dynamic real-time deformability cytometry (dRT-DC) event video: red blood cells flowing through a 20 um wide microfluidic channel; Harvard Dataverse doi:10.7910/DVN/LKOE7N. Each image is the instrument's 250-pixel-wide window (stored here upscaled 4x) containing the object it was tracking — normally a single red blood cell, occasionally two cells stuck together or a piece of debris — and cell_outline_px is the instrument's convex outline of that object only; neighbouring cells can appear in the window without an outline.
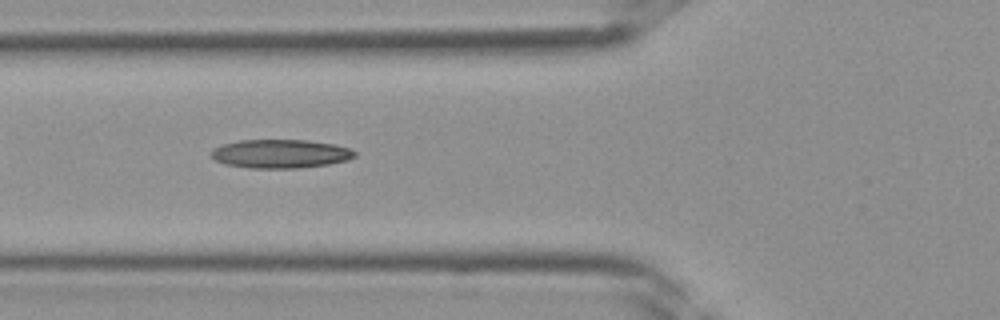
{"species": "Egyptian fruit bat (a non-hibernating species)", "species_latin": "Rousettus aegyptiacus", "temperature_condition": "room temperature", "stored_images_in_passage": 39, "camera_frame_rate_fps": 3000, "um_per_image_px": 0.085, "frame": {"image": 1, "passage_image": 15, "time_ms": 4.667, "image_size_px": [1000, 320], "cell_outline_px": [[356, 156], [348, 160], [328, 164], [300, 168], [248, 168], [224, 164], [216, 160], [208, 152], [212, 148], [224, 144], [240, 140], [308, 140], [336, 144], [348, 148], [356, 152]], "centroid_in_image_um": [23.83, 13.07], "position_along_channel_um": 102.0, "area_um2": 24.16}}
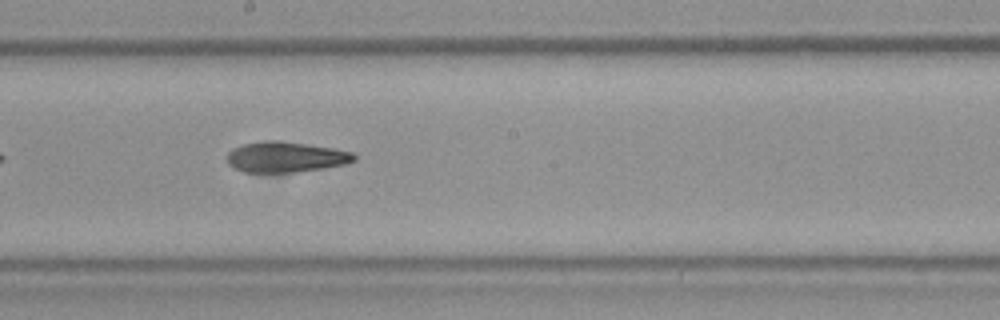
{"frame": {"image": 2, "passage_image": 22, "time_ms": 7.0, "image_size_px": [1000, 320], "cell_outline_px": [[356, 160], [344, 164], [324, 168], [296, 172], [244, 172], [232, 168], [228, 164], [228, 152], [232, 148], [244, 144], [268, 140], [280, 140], [332, 148], [352, 152], [356, 156]], "centroid_in_image_um": [24.26, 13.35], "position_along_channel_um": 223.9, "area_um2": 22.6}}
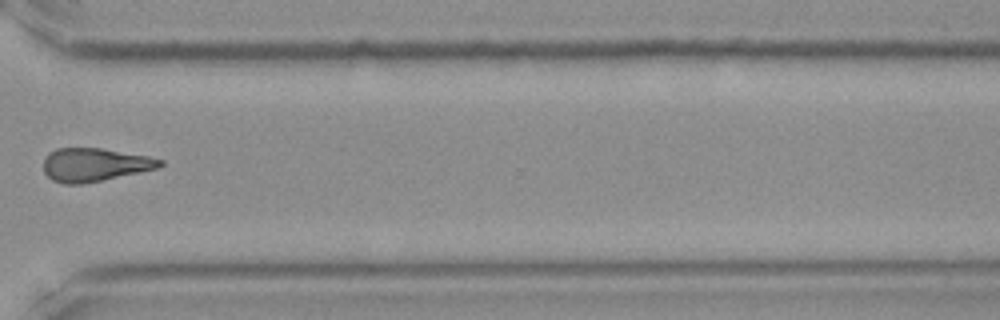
{"frame": {"image": 3, "passage_image": 30, "time_ms": 9.667, "image_size_px": [1000, 320], "cell_outline_px": [[164, 164], [160, 168], [84, 184], [64, 184], [52, 180], [44, 172], [44, 160], [48, 152], [56, 148], [100, 148], [148, 156], [164, 160]], "centroid_in_image_um": [8.06, 14.0], "position_along_channel_um": 362.5, "area_um2": 22.77}}